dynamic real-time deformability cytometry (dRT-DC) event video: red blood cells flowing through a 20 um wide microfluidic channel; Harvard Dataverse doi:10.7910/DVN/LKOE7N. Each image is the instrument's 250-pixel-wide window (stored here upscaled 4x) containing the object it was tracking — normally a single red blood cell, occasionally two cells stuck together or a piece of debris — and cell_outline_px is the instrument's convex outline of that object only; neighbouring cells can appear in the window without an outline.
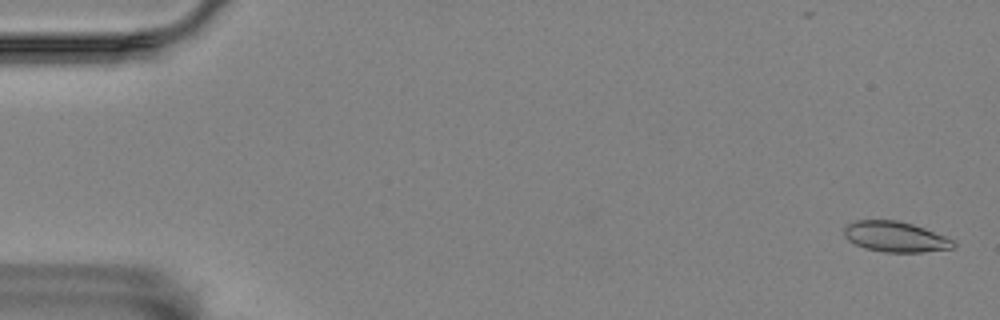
{"species": "Egyptian fruit bat (a non-hibernating species)", "species_latin": "Rousettus aegyptiacus", "temperature_condition": "room temperature", "stored_images_in_passage": 16, "camera_frame_rate_fps": 3000, "um_per_image_px": 0.085, "animal": {"sex": "female"}, "frame": {"image": 1, "passage_image": 1, "time_ms": 0.0, "image_size_px": [1000, 320], "cell_outline_px": [[956, 244], [952, 248], [924, 252], [884, 252], [864, 248], [848, 240], [844, 236], [844, 228], [848, 224], [856, 220], [896, 220], [912, 224], [924, 228], [944, 236], [952, 240]], "centroid_in_image_um": [76.08, 20.12], "position_along_channel_um": 8.9, "area_um2": 19.25}}
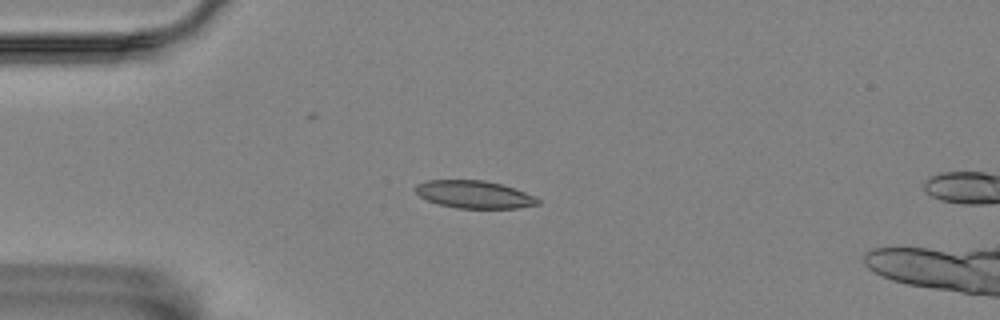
{"frame": {"image": 2, "passage_image": 14, "time_ms": 4.333, "image_size_px": [1000, 320], "cell_outline_px": [[540, 204], [520, 208], [456, 208], [440, 204], [428, 200], [420, 196], [416, 192], [416, 184], [428, 180], [484, 180], [500, 184], [524, 192], [540, 200]], "centroid_in_image_um": [40.3, 16.53], "position_along_channel_um": 44.7, "area_um2": 19.42}}